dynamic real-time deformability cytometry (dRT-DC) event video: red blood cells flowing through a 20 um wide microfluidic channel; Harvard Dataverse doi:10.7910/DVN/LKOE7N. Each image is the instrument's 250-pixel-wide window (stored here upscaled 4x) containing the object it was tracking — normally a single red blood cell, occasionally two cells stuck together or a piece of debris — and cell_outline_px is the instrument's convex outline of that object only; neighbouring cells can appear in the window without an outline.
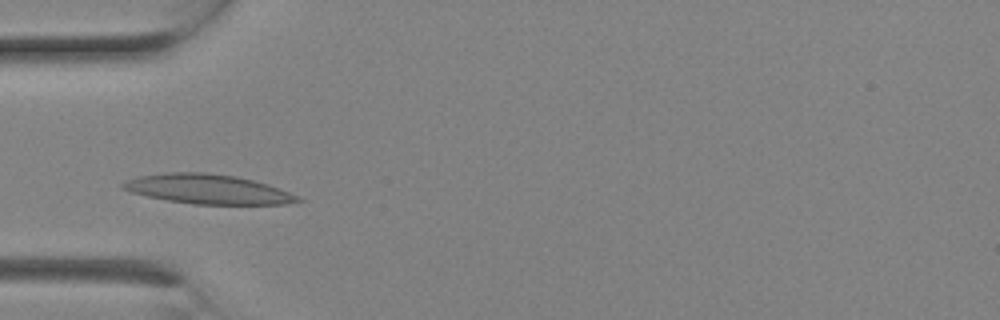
{"species": "Egyptian fruit bat (a non-hibernating species)", "species_latin": "Rousettus aegyptiacus", "temperature_condition": "room temperature", "stored_images_in_passage": 2, "camera_frame_rate_fps": 3000, "um_per_image_px": 0.085, "animal": {"sex": "female"}, "frame": {"image": 1, "passage_image": 2, "time_ms": 0.333, "image_size_px": [1000, 320], "cell_outline_px": [[304, 200], [284, 204], [192, 204], [168, 200], [148, 196], [132, 192], [120, 188], [120, 184], [128, 180], [140, 176], [168, 172], [204, 172], [236, 176], [268, 184], [300, 196]], "centroid_in_image_um": [17.68, 16.07], "position_along_channel_um": 67.3, "area_um2": 29.94}}